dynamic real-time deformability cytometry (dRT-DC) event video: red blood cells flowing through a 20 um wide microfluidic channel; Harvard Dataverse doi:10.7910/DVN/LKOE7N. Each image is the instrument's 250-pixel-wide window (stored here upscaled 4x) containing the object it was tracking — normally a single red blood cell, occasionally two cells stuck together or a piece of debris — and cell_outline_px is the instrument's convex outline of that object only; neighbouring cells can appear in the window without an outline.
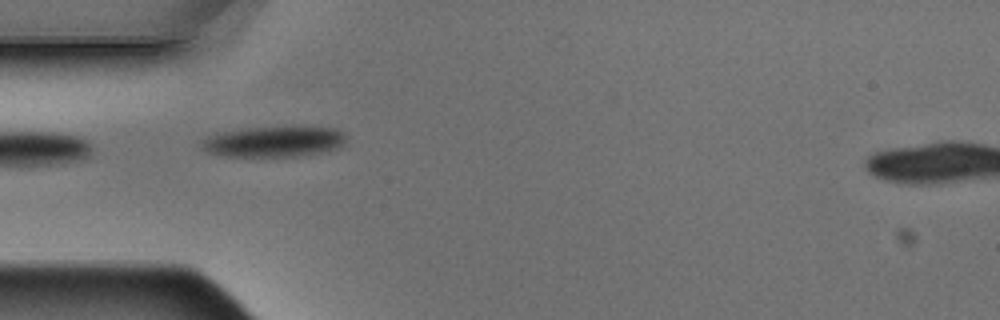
{"species": "Egyptian fruit bat (a non-hibernating species)", "species_latin": "Rousettus aegyptiacus", "temperature_condition": "warm", "stored_images_in_passage": 5, "camera_frame_rate_fps": 3000, "um_per_image_px": 0.085, "animal": {"sex": "male"}, "frame": {"image": 1, "passage_image": 5, "time_ms": 1.333, "image_size_px": [1000, 320], "cell_outline_px": [[344, 140], [336, 148], [320, 152], [300, 156], [224, 156], [208, 152], [200, 148], [204, 140], [208, 136], [224, 132], [248, 128], [304, 124], [336, 128], [344, 132]], "centroid_in_image_um": [23.33, 11.99], "position_along_channel_um": 61.7, "area_um2": 26.24}}